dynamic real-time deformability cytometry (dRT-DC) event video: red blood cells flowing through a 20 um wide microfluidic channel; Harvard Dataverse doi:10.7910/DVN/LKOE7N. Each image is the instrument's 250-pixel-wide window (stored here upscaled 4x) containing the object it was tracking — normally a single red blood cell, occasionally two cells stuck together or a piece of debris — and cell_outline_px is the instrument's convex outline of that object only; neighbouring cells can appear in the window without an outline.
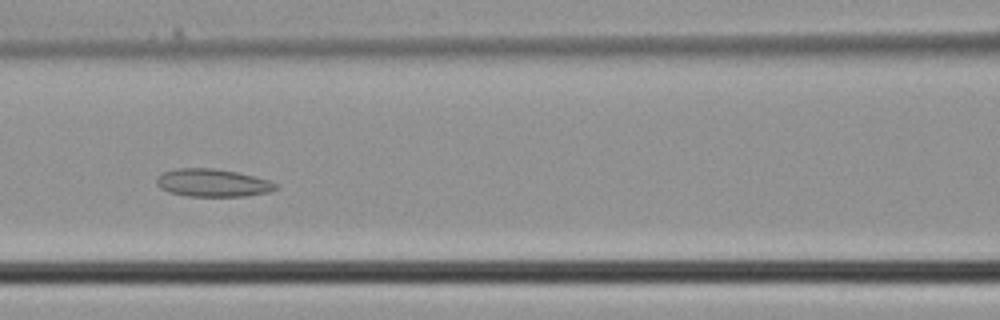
{"species": "common noctule bat (a hibernating species)", "species_latin": "Nyctalus noctula", "temperature_condition": "cold", "stored_images_in_passage": 36, "camera_frame_rate_fps": 3000, "um_per_image_px": 0.085, "animal": {"sex": "male", "body_mass_g": 21.5, "forearm_length_mm": 52.0}, "frame": {"image": 1, "passage_image": 14, "time_ms": 4.333, "image_size_px": [1000, 320], "cell_outline_px": [[280, 188], [268, 192], [244, 196], [188, 196], [168, 192], [160, 188], [156, 184], [156, 180], [164, 172], [176, 168], [212, 168], [236, 172], [268, 180], [280, 184]], "centroid_in_image_um": [18.09, 15.55], "position_along_channel_um": 148.5, "area_um2": 19.25}}
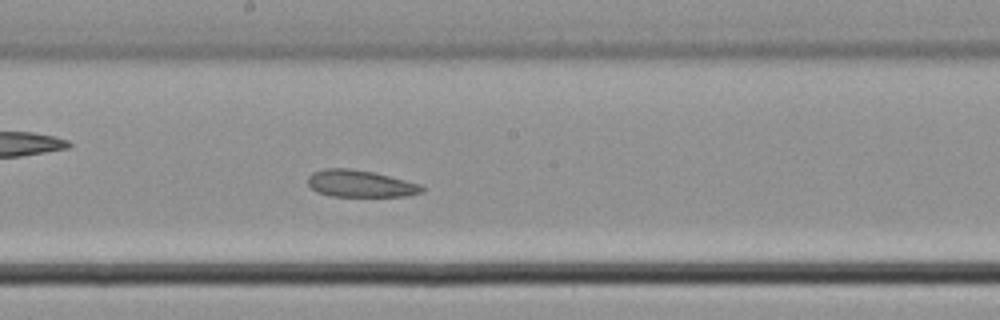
{"frame": {"image": 2, "passage_image": 18, "time_ms": 5.667, "image_size_px": [1000, 320], "cell_outline_px": [[424, 192], [408, 196], [332, 196], [316, 192], [308, 184], [308, 176], [312, 172], [324, 168], [352, 168], [372, 172], [420, 184], [424, 188]], "centroid_in_image_um": [30.6, 15.61], "position_along_channel_um": 217.6, "area_um2": 17.92}}
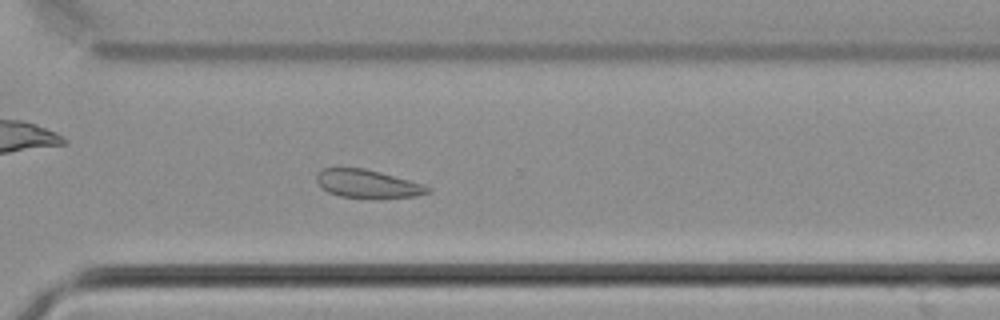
{"frame": {"image": 3, "passage_image": 25, "time_ms": 8.0, "image_size_px": [1000, 320], "cell_outline_px": [[432, 192], [416, 196], [372, 200], [340, 196], [328, 192], [320, 188], [316, 180], [316, 176], [324, 168], [364, 168], [380, 172], [408, 180], [432, 188]], "centroid_in_image_um": [31.24, 15.66], "position_along_channel_um": 339.4, "area_um2": 18.61}}